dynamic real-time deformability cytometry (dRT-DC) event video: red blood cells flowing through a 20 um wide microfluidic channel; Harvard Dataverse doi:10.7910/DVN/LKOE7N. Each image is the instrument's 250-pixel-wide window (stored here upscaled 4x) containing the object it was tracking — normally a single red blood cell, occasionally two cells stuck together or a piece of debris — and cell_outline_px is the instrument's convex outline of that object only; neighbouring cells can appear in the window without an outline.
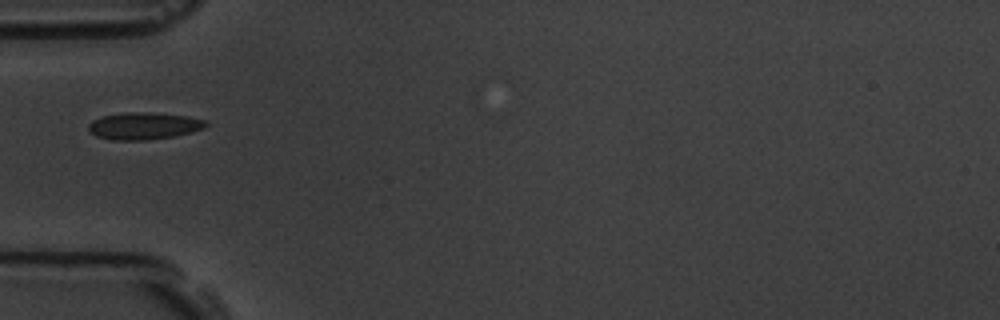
{"species": "common noctule bat (a hibernating species)", "species_latin": "Nyctalus noctula", "temperature_condition": "room temperature", "stored_images_in_passage": 1, "camera_frame_rate_fps": 3000, "um_per_image_px": 0.085, "animal": {"sex": "male", "body_mass_g": 19.5, "forearm_length_mm": 54.6}, "frame": {"image": 1, "passage_image": 1, "time_ms": 0.0, "image_size_px": [1000, 320], "cell_outline_px": [[208, 124], [204, 128], [192, 132], [172, 136], [144, 140], [112, 140], [96, 136], [88, 128], [88, 124], [92, 120], [104, 116], [124, 112], [148, 112], [188, 116], [208, 120]], "centroid_in_image_um": [12.25, 10.69], "position_along_channel_um": 72.8, "area_um2": 18.5}}